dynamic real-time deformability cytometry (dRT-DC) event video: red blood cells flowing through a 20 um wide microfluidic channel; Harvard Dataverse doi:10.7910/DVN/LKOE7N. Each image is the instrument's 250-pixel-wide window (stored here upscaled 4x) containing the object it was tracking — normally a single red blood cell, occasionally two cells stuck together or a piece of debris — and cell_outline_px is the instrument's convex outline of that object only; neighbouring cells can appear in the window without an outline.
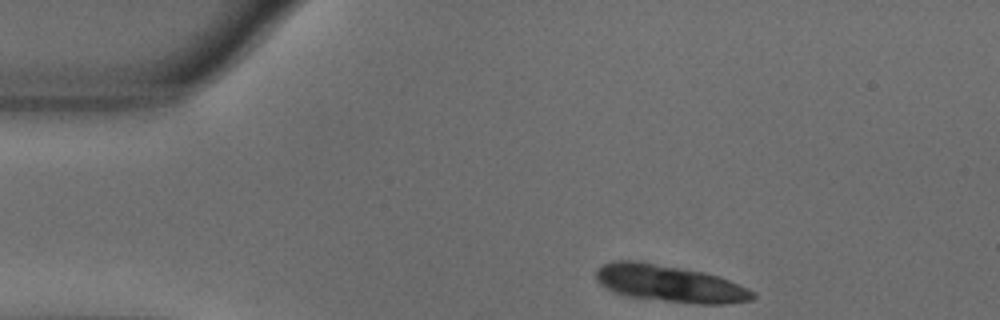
{"species": "common noctule bat (a hibernating species)", "species_latin": "Nyctalus noctula", "temperature_condition": "warm", "stored_images_in_passage": 48, "segment_of_instrument_passage": [1, 2], "camera_frame_rate_fps": 3000, "um_per_image_px": 0.085, "animal": {"sex": "male", "body_mass_g": 18.8}, "frame": {"image": 1, "passage_image": 1, "time_ms": 0.0, "image_size_px": [1000, 320], "cell_outline_px": [[756, 296], [752, 300], [724, 304], [692, 304], [624, 296], [612, 292], [604, 288], [596, 280], [596, 268], [612, 260], [640, 260], [704, 272], [728, 280], [748, 288], [756, 292]], "centroid_in_image_um": [56.88, 24.1], "position_along_channel_um": 28.1, "area_um2": 34.28}}